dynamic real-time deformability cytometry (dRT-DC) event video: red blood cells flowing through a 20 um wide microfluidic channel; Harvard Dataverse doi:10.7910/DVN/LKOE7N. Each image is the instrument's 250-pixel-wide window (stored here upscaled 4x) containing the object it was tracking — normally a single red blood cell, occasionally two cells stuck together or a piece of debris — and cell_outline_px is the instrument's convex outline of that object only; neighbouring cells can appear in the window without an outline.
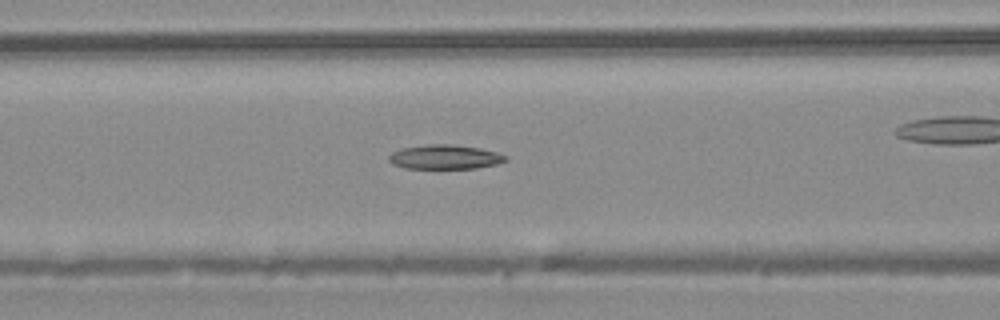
{"species": "common noctule bat (a hibernating species)", "species_latin": "Nyctalus noctula", "temperature_condition": "warm", "stored_images_in_passage": 46, "camera_frame_rate_fps": 3000, "um_per_image_px": 0.085, "animal": {"sex": "male", "body_mass_g": 20.4}, "frame": {"image": 1, "passage_image": 20, "time_ms": 6.333, "image_size_px": [1000, 320], "cell_outline_px": [[508, 160], [496, 164], [476, 168], [404, 168], [392, 164], [388, 160], [388, 156], [392, 152], [400, 148], [428, 144], [452, 144], [480, 148], [496, 152], [508, 156]], "centroid_in_image_um": [37.8, 13.34], "position_along_channel_um": 128.8, "area_um2": 16.65}, "authors_computed_cell_mechanics": {"area_um2": 16.8487, "velocity_mm_per_s": 4.2479, "shape_relaxation_time_tau1_ms": 8.298, "shape_relaxation_time_tau2_ms": null, "deformation_change_tau1": 0.1596, "deformation_change_tau2": null}}